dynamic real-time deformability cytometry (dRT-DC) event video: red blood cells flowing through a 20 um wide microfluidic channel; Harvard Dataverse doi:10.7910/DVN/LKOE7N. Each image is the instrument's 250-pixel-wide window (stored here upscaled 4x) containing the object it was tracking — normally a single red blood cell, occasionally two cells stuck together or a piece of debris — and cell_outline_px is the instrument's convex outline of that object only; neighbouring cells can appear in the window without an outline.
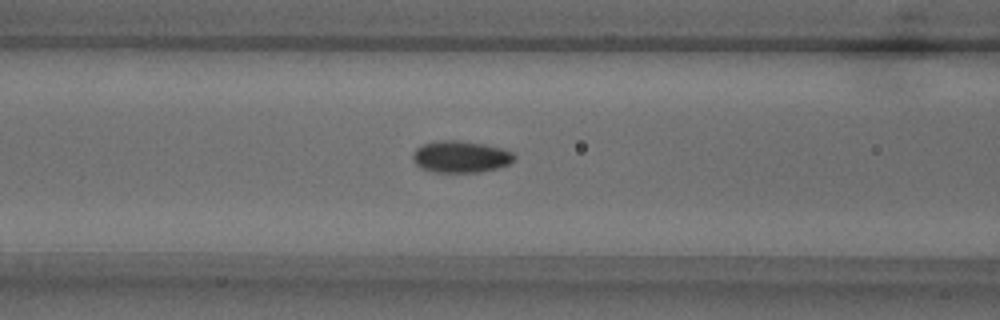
{"species": "common noctule bat (a hibernating species)", "species_latin": "Nyctalus noctula", "temperature_condition": "warm", "stored_images_in_passage": 49, "camera_frame_rate_fps": 3000, "um_per_image_px": 0.085, "animal": {"sex": "male", "body_mass_g": 18.8}, "frame": {"image": 1, "passage_image": 18, "time_ms": 5.667, "image_size_px": [1000, 320], "cell_outline_px": [[516, 156], [508, 164], [496, 168], [480, 172], [432, 172], [420, 168], [412, 160], [412, 152], [416, 148], [424, 144], [436, 140], [456, 140], [484, 144], [500, 148], [512, 152]], "centroid_in_image_um": [39.1, 13.32], "position_along_channel_um": 127.5, "area_um2": 18.79}}
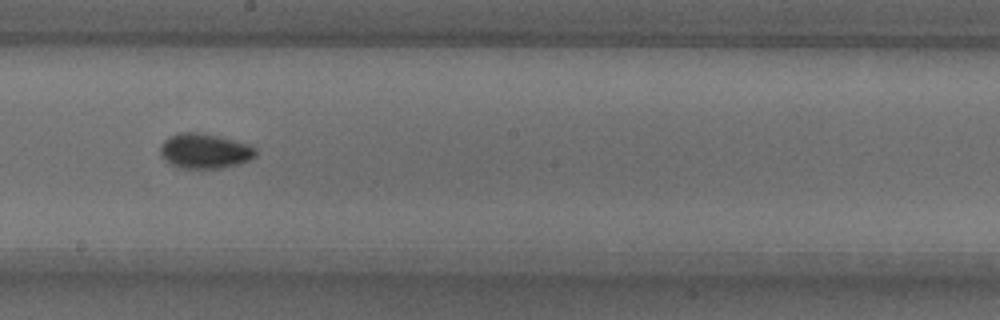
{"frame": {"image": 2, "passage_image": 26, "time_ms": 8.333, "image_size_px": [1000, 320], "cell_outline_px": [[256, 156], [248, 160], [236, 164], [220, 168], [176, 168], [160, 152], [160, 144], [168, 136], [180, 132], [200, 132], [248, 144], [256, 148]], "centroid_in_image_um": [17.38, 12.82], "position_along_channel_um": 230.8, "area_um2": 19.19}}
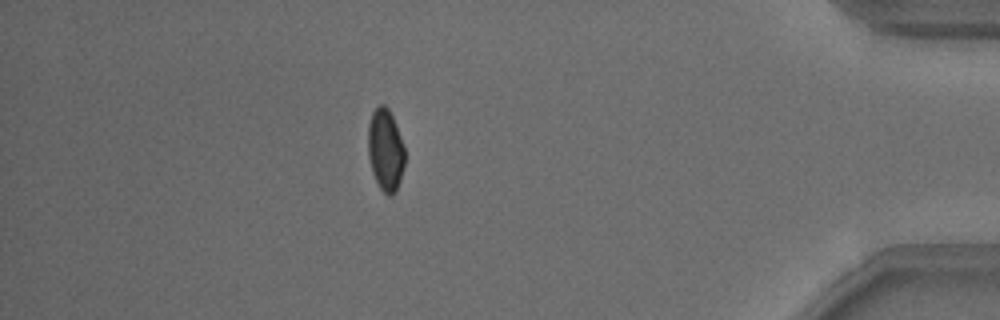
{"frame": {"image": 3, "passage_image": 43, "time_ms": 14.0, "image_size_px": [1000, 320], "cell_outline_px": [[404, 168], [396, 192], [392, 196], [388, 196], [380, 188], [372, 172], [368, 156], [368, 124], [372, 112], [380, 104], [384, 104], [388, 108], [396, 124], [404, 144]], "centroid_in_image_um": [32.76, 12.75], "position_along_channel_um": 402.4, "area_um2": 17.74}, "authors_computed_cell_mechanics": {"area_um2": 17.9758, "velocity_mm_per_s": 3.873, "shape_relaxation_time_tau1_ms": 6.8892, "shape_relaxation_time_tau2_ms": 2.3257, "deformation_change_tau1": 0.1352, "deformation_change_tau2": 0.0575}}